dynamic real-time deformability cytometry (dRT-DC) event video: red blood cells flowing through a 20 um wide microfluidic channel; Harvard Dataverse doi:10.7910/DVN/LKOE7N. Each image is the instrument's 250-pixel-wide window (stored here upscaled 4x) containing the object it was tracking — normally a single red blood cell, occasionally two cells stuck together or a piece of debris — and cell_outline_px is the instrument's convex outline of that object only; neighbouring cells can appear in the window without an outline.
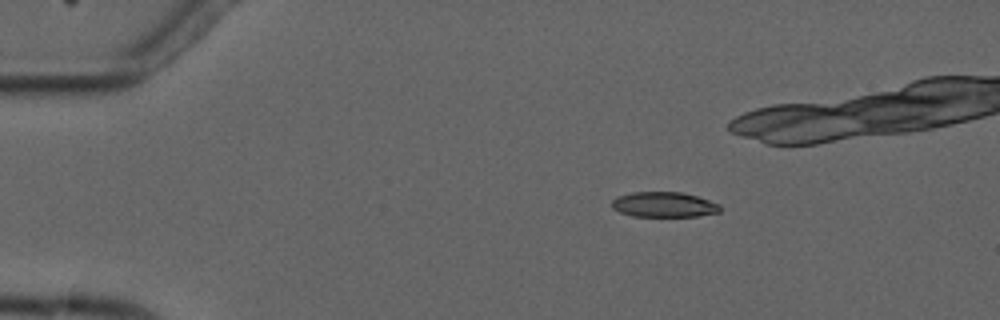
{"species": "common noctule bat (a hibernating species)", "species_latin": "Nyctalus noctula", "temperature_condition": "cold", "stored_images_in_passage": 3, "camera_frame_rate_fps": 3000, "um_per_image_px": 0.085, "animal": {"sex": "male", "forearm_length_mm": 52.5}, "frame": {"image": 1, "passage_image": 3, "time_ms": 2.667, "image_size_px": [1000, 320], "cell_outline_px": [[720, 212], [696, 216], [632, 216], [620, 212], [612, 208], [612, 200], [616, 196], [632, 192], [680, 192], [696, 196], [720, 204]], "centroid_in_image_um": [56.4, 17.39], "position_along_channel_um": 28.6, "area_um2": 15.84}}